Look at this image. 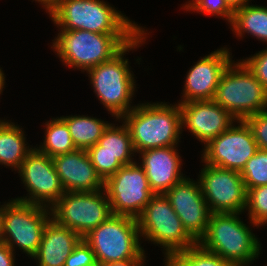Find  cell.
<instances>
[{"label":"cell","instance_id":"6da1fadb","mask_svg":"<svg viewBox=\"0 0 267 266\" xmlns=\"http://www.w3.org/2000/svg\"><path fill=\"white\" fill-rule=\"evenodd\" d=\"M147 31L144 29L111 60L86 71L99 103L109 111L108 114L116 118L115 121L136 106L132 104V98L135 96V90L137 91V81L131 71L129 59L124 56L145 44L149 35Z\"/></svg>","mask_w":267,"mask_h":266},{"label":"cell","instance_id":"7a4b0ae2","mask_svg":"<svg viewBox=\"0 0 267 266\" xmlns=\"http://www.w3.org/2000/svg\"><path fill=\"white\" fill-rule=\"evenodd\" d=\"M120 121L129 129L135 152L147 149L178 146L181 134L179 103H139Z\"/></svg>","mask_w":267,"mask_h":266},{"label":"cell","instance_id":"3957f363","mask_svg":"<svg viewBox=\"0 0 267 266\" xmlns=\"http://www.w3.org/2000/svg\"><path fill=\"white\" fill-rule=\"evenodd\" d=\"M48 15L58 31L140 34L144 30L104 0H60Z\"/></svg>","mask_w":267,"mask_h":266},{"label":"cell","instance_id":"277c9868","mask_svg":"<svg viewBox=\"0 0 267 266\" xmlns=\"http://www.w3.org/2000/svg\"><path fill=\"white\" fill-rule=\"evenodd\" d=\"M139 34H102L87 30L59 31L51 48L64 66L84 73L111 60Z\"/></svg>","mask_w":267,"mask_h":266},{"label":"cell","instance_id":"5b68a950","mask_svg":"<svg viewBox=\"0 0 267 266\" xmlns=\"http://www.w3.org/2000/svg\"><path fill=\"white\" fill-rule=\"evenodd\" d=\"M240 214L211 213L207 231L198 243L235 266H249L260 256L262 243Z\"/></svg>","mask_w":267,"mask_h":266},{"label":"cell","instance_id":"8992f818","mask_svg":"<svg viewBox=\"0 0 267 266\" xmlns=\"http://www.w3.org/2000/svg\"><path fill=\"white\" fill-rule=\"evenodd\" d=\"M83 239L90 245L99 264L147 258L139 242L138 221L129 216L112 214Z\"/></svg>","mask_w":267,"mask_h":266},{"label":"cell","instance_id":"52a82bcc","mask_svg":"<svg viewBox=\"0 0 267 266\" xmlns=\"http://www.w3.org/2000/svg\"><path fill=\"white\" fill-rule=\"evenodd\" d=\"M213 101L237 120L267 109V90L239 60L223 72Z\"/></svg>","mask_w":267,"mask_h":266},{"label":"cell","instance_id":"ba28073f","mask_svg":"<svg viewBox=\"0 0 267 266\" xmlns=\"http://www.w3.org/2000/svg\"><path fill=\"white\" fill-rule=\"evenodd\" d=\"M4 202L0 241L13 251L19 250L32 258L38 251L46 224L52 219L51 208L21 202Z\"/></svg>","mask_w":267,"mask_h":266},{"label":"cell","instance_id":"9c48e42d","mask_svg":"<svg viewBox=\"0 0 267 266\" xmlns=\"http://www.w3.org/2000/svg\"><path fill=\"white\" fill-rule=\"evenodd\" d=\"M137 221L141 239L160 245L164 259L197 243L184 229L165 194H154Z\"/></svg>","mask_w":267,"mask_h":266},{"label":"cell","instance_id":"30bf717a","mask_svg":"<svg viewBox=\"0 0 267 266\" xmlns=\"http://www.w3.org/2000/svg\"><path fill=\"white\" fill-rule=\"evenodd\" d=\"M52 218L82 238L111 215L104 189L92 192H65L51 207Z\"/></svg>","mask_w":267,"mask_h":266},{"label":"cell","instance_id":"8fae6325","mask_svg":"<svg viewBox=\"0 0 267 266\" xmlns=\"http://www.w3.org/2000/svg\"><path fill=\"white\" fill-rule=\"evenodd\" d=\"M138 163V164H137ZM113 215L137 219L154 195L146 173L139 162L122 166L104 181Z\"/></svg>","mask_w":267,"mask_h":266},{"label":"cell","instance_id":"7c38bea8","mask_svg":"<svg viewBox=\"0 0 267 266\" xmlns=\"http://www.w3.org/2000/svg\"><path fill=\"white\" fill-rule=\"evenodd\" d=\"M204 147L201 152L202 163L238 172L242 171L247 161L259 149L245 120L235 121Z\"/></svg>","mask_w":267,"mask_h":266},{"label":"cell","instance_id":"4fadbf2b","mask_svg":"<svg viewBox=\"0 0 267 266\" xmlns=\"http://www.w3.org/2000/svg\"><path fill=\"white\" fill-rule=\"evenodd\" d=\"M16 172L28 193L15 200L51 208L65 193L53 159L36 147L27 154Z\"/></svg>","mask_w":267,"mask_h":266},{"label":"cell","instance_id":"5bb4252c","mask_svg":"<svg viewBox=\"0 0 267 266\" xmlns=\"http://www.w3.org/2000/svg\"><path fill=\"white\" fill-rule=\"evenodd\" d=\"M200 171L198 181L211 213L244 214L247 190L240 172L206 163Z\"/></svg>","mask_w":267,"mask_h":266},{"label":"cell","instance_id":"9a60e30c","mask_svg":"<svg viewBox=\"0 0 267 266\" xmlns=\"http://www.w3.org/2000/svg\"><path fill=\"white\" fill-rule=\"evenodd\" d=\"M165 196L184 229L198 243L207 231L211 215L198 179L185 177L169 189Z\"/></svg>","mask_w":267,"mask_h":266},{"label":"cell","instance_id":"2e32d148","mask_svg":"<svg viewBox=\"0 0 267 266\" xmlns=\"http://www.w3.org/2000/svg\"><path fill=\"white\" fill-rule=\"evenodd\" d=\"M228 47L200 57L187 71L180 102L213 100L220 78L233 61Z\"/></svg>","mask_w":267,"mask_h":266},{"label":"cell","instance_id":"e0dca14e","mask_svg":"<svg viewBox=\"0 0 267 266\" xmlns=\"http://www.w3.org/2000/svg\"><path fill=\"white\" fill-rule=\"evenodd\" d=\"M182 133L188 129L204 146L227 130L237 119L213 100L179 102Z\"/></svg>","mask_w":267,"mask_h":266},{"label":"cell","instance_id":"ac0fdd59","mask_svg":"<svg viewBox=\"0 0 267 266\" xmlns=\"http://www.w3.org/2000/svg\"><path fill=\"white\" fill-rule=\"evenodd\" d=\"M177 147L153 148L138 153L154 194H165L186 177L181 172L183 164Z\"/></svg>","mask_w":267,"mask_h":266},{"label":"cell","instance_id":"d6986e66","mask_svg":"<svg viewBox=\"0 0 267 266\" xmlns=\"http://www.w3.org/2000/svg\"><path fill=\"white\" fill-rule=\"evenodd\" d=\"M65 192H92L104 189V180L84 149L52 158Z\"/></svg>","mask_w":267,"mask_h":266},{"label":"cell","instance_id":"ffe728a7","mask_svg":"<svg viewBox=\"0 0 267 266\" xmlns=\"http://www.w3.org/2000/svg\"><path fill=\"white\" fill-rule=\"evenodd\" d=\"M81 239L77 232L59 225L52 218L46 224L39 249L32 259L37 266H64Z\"/></svg>","mask_w":267,"mask_h":266},{"label":"cell","instance_id":"44dd1931","mask_svg":"<svg viewBox=\"0 0 267 266\" xmlns=\"http://www.w3.org/2000/svg\"><path fill=\"white\" fill-rule=\"evenodd\" d=\"M116 126L110 124L104 130L98 143L88 148V154H108L114 156L123 166L135 162V152L131 135L127 126L123 123ZM136 153V154H135Z\"/></svg>","mask_w":267,"mask_h":266},{"label":"cell","instance_id":"7402d4cb","mask_svg":"<svg viewBox=\"0 0 267 266\" xmlns=\"http://www.w3.org/2000/svg\"><path fill=\"white\" fill-rule=\"evenodd\" d=\"M24 132L14 122L0 119V165L15 171L21 167L27 154L34 148L27 144Z\"/></svg>","mask_w":267,"mask_h":266},{"label":"cell","instance_id":"603a6c76","mask_svg":"<svg viewBox=\"0 0 267 266\" xmlns=\"http://www.w3.org/2000/svg\"><path fill=\"white\" fill-rule=\"evenodd\" d=\"M230 26L239 39L248 33L267 44V6L248 4L234 10Z\"/></svg>","mask_w":267,"mask_h":266},{"label":"cell","instance_id":"cb8c5ba5","mask_svg":"<svg viewBox=\"0 0 267 266\" xmlns=\"http://www.w3.org/2000/svg\"><path fill=\"white\" fill-rule=\"evenodd\" d=\"M67 125L77 149L87 150L98 143L110 123L97 117L72 115L60 117Z\"/></svg>","mask_w":267,"mask_h":266},{"label":"cell","instance_id":"d4e9b609","mask_svg":"<svg viewBox=\"0 0 267 266\" xmlns=\"http://www.w3.org/2000/svg\"><path fill=\"white\" fill-rule=\"evenodd\" d=\"M43 125L45 137L37 147L39 151L53 158L77 149L66 123L60 117L52 118Z\"/></svg>","mask_w":267,"mask_h":266},{"label":"cell","instance_id":"484cf974","mask_svg":"<svg viewBox=\"0 0 267 266\" xmlns=\"http://www.w3.org/2000/svg\"><path fill=\"white\" fill-rule=\"evenodd\" d=\"M163 262L164 266H235L199 243L168 256Z\"/></svg>","mask_w":267,"mask_h":266},{"label":"cell","instance_id":"4316f807","mask_svg":"<svg viewBox=\"0 0 267 266\" xmlns=\"http://www.w3.org/2000/svg\"><path fill=\"white\" fill-rule=\"evenodd\" d=\"M245 210L250 226H267V185L247 189Z\"/></svg>","mask_w":267,"mask_h":266},{"label":"cell","instance_id":"83f0119b","mask_svg":"<svg viewBox=\"0 0 267 266\" xmlns=\"http://www.w3.org/2000/svg\"><path fill=\"white\" fill-rule=\"evenodd\" d=\"M240 174L246 190L267 185V150L258 149Z\"/></svg>","mask_w":267,"mask_h":266},{"label":"cell","instance_id":"f1b7e54d","mask_svg":"<svg viewBox=\"0 0 267 266\" xmlns=\"http://www.w3.org/2000/svg\"><path fill=\"white\" fill-rule=\"evenodd\" d=\"M182 7L187 11H193L199 14L203 13L205 16L222 17L223 20L225 18L229 25L233 19L234 11L230 8L226 0H188Z\"/></svg>","mask_w":267,"mask_h":266},{"label":"cell","instance_id":"f546056e","mask_svg":"<svg viewBox=\"0 0 267 266\" xmlns=\"http://www.w3.org/2000/svg\"><path fill=\"white\" fill-rule=\"evenodd\" d=\"M250 126L259 149L267 150V109L245 119Z\"/></svg>","mask_w":267,"mask_h":266},{"label":"cell","instance_id":"4dcf8cb0","mask_svg":"<svg viewBox=\"0 0 267 266\" xmlns=\"http://www.w3.org/2000/svg\"><path fill=\"white\" fill-rule=\"evenodd\" d=\"M239 60L267 90V48L251 55L249 58Z\"/></svg>","mask_w":267,"mask_h":266},{"label":"cell","instance_id":"1f68e13d","mask_svg":"<svg viewBox=\"0 0 267 266\" xmlns=\"http://www.w3.org/2000/svg\"><path fill=\"white\" fill-rule=\"evenodd\" d=\"M96 263L93 250L82 238L66 259L64 266H93Z\"/></svg>","mask_w":267,"mask_h":266},{"label":"cell","instance_id":"d6a6232c","mask_svg":"<svg viewBox=\"0 0 267 266\" xmlns=\"http://www.w3.org/2000/svg\"><path fill=\"white\" fill-rule=\"evenodd\" d=\"M92 165L97 173L105 181L115 174L123 165L112 155L108 154H88Z\"/></svg>","mask_w":267,"mask_h":266},{"label":"cell","instance_id":"836d02e7","mask_svg":"<svg viewBox=\"0 0 267 266\" xmlns=\"http://www.w3.org/2000/svg\"><path fill=\"white\" fill-rule=\"evenodd\" d=\"M14 251L4 242L0 241V266H15Z\"/></svg>","mask_w":267,"mask_h":266},{"label":"cell","instance_id":"e575fe53","mask_svg":"<svg viewBox=\"0 0 267 266\" xmlns=\"http://www.w3.org/2000/svg\"><path fill=\"white\" fill-rule=\"evenodd\" d=\"M145 264L146 259H128L120 262L100 264V266H144Z\"/></svg>","mask_w":267,"mask_h":266},{"label":"cell","instance_id":"d590c367","mask_svg":"<svg viewBox=\"0 0 267 266\" xmlns=\"http://www.w3.org/2000/svg\"><path fill=\"white\" fill-rule=\"evenodd\" d=\"M41 4L42 8L45 9L46 13H49L60 0H33Z\"/></svg>","mask_w":267,"mask_h":266},{"label":"cell","instance_id":"8d00e7d4","mask_svg":"<svg viewBox=\"0 0 267 266\" xmlns=\"http://www.w3.org/2000/svg\"><path fill=\"white\" fill-rule=\"evenodd\" d=\"M250 1L252 0H226L233 11L238 8L244 7L245 5H248Z\"/></svg>","mask_w":267,"mask_h":266},{"label":"cell","instance_id":"74e56055","mask_svg":"<svg viewBox=\"0 0 267 266\" xmlns=\"http://www.w3.org/2000/svg\"><path fill=\"white\" fill-rule=\"evenodd\" d=\"M5 84V74L2 68H0V94L3 93V88H5Z\"/></svg>","mask_w":267,"mask_h":266},{"label":"cell","instance_id":"f35d334b","mask_svg":"<svg viewBox=\"0 0 267 266\" xmlns=\"http://www.w3.org/2000/svg\"><path fill=\"white\" fill-rule=\"evenodd\" d=\"M4 207V204L3 205H0V234H1V222H2V209Z\"/></svg>","mask_w":267,"mask_h":266}]
</instances>
